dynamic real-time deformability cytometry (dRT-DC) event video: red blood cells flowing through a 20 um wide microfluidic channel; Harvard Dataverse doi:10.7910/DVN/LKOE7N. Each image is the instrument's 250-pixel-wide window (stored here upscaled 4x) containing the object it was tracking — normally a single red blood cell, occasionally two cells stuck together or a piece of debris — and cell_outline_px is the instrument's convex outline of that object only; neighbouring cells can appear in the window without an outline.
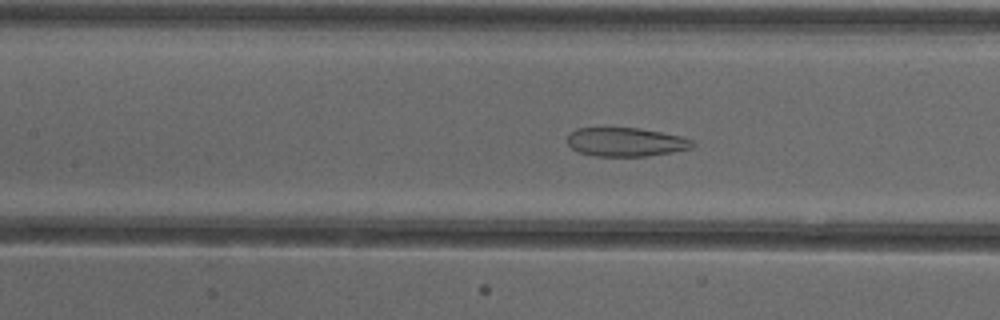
{"species": "common noctule bat (a hibernating species)", "species_latin": "Nyctalus noctula", "temperature_condition": "cold", "stored_images_in_passage": 52, "camera_frame_rate_fps": 3000, "um_per_image_px": 0.085, "animal": {"sex": "female"}, "frame": {"image": 1, "passage_image": 23, "time_ms": 7.333, "image_size_px": [1000, 320], "cell_outline_px": [[696, 144], [692, 148], [672, 152], [648, 156], [592, 156], [580, 152], [572, 148], [568, 144], [568, 132], [576, 128], [640, 128], [680, 136], [696, 140]], "centroid_in_image_um": [53.21, 12.07], "position_along_channel_um": 154.2, "area_um2": 21.15}}
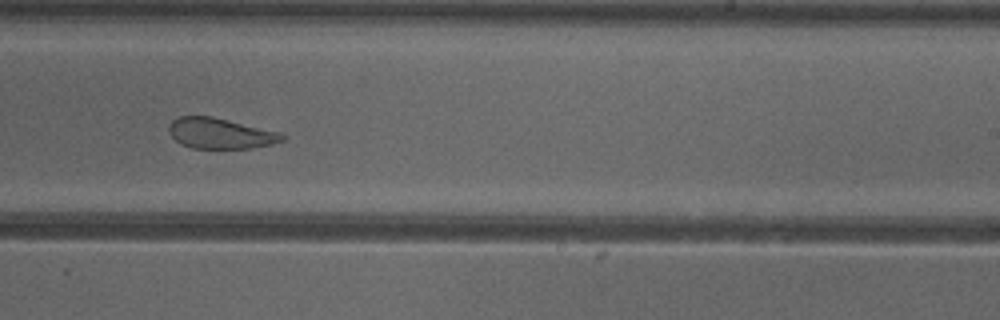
{"frame": {"image": 2, "passage_image": 32, "time_ms": 10.333, "image_size_px": [1000, 320], "cell_outline_px": [[288, 136], [284, 140], [272, 144], [248, 148], [192, 148], [180, 144], [168, 132], [168, 124], [172, 120], [180, 116], [212, 116], [280, 132]], "centroid_in_image_um": [18.72, 11.33], "position_along_channel_um": 270.3, "area_um2": 20.29}}
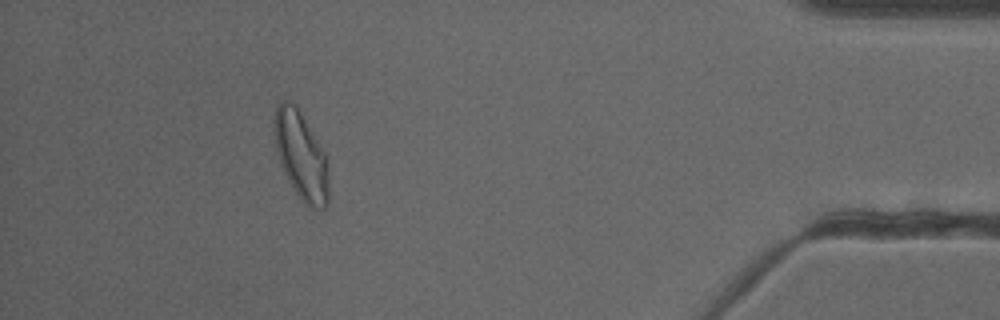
{"frame": {"image": 3, "passage_image": 47, "time_ms": 15.333, "image_size_px": [1000, 320], "cell_outline_px": [[328, 204], [324, 208], [312, 208], [304, 204], [288, 180], [280, 164], [276, 148], [276, 108], [280, 100], [284, 100], [296, 104], [324, 152], [328, 168]], "centroid_in_image_um": [25.61, 13.26], "position_along_channel_um": 409.6, "area_um2": 27.28}, "authors_computed_cell_mechanics": {"area_um2": 26.8481, "velocity_mm_per_s": 3.8737, "shape_relaxation_time_tau1_ms": null, "shape_relaxation_time_tau2_ms": 1.8291, "deformation_change_tau1": null, "deformation_change_tau2": 0.1004}}